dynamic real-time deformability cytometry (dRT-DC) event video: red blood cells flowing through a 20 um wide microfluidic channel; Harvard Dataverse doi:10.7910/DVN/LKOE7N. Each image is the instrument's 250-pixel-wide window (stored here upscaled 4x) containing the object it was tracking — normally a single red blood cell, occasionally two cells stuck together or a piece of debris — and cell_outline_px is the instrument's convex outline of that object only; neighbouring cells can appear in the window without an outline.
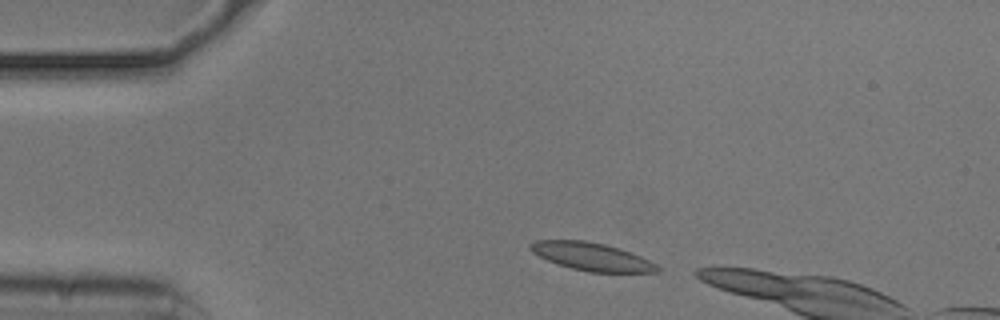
{"species": "common noctule bat (a hibernating species)", "species_latin": "Nyctalus noctula", "temperature_condition": "cold", "stored_images_in_passage": 5, "camera_frame_rate_fps": 3000, "um_per_image_px": 0.085, "animal": {"sex": "male", "body_mass_g": 20.5, "forearm_length_mm": 52.5}, "frame": {"image": 1, "passage_image": 1, "time_ms": 0.0, "image_size_px": [1000, 320], "cell_outline_px": [[664, 268], [656, 272], [588, 272], [572, 268], [548, 260], [532, 252], [528, 248], [528, 244], [536, 240], [584, 240], [604, 244], [620, 248], [640, 256]], "centroid_in_image_um": [50.3, 21.81], "position_along_channel_um": 34.7, "area_um2": 20.58}}